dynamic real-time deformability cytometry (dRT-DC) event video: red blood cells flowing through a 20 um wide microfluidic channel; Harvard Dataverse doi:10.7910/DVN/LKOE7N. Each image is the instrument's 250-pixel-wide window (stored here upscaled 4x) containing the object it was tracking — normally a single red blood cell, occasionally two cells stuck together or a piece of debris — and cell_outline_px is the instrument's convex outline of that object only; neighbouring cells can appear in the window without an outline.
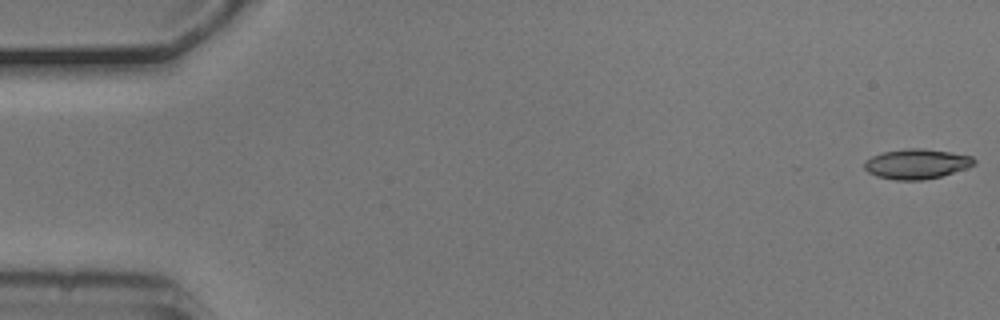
{"species": "common noctule bat (a hibernating species)", "species_latin": "Nyctalus noctula", "temperature_condition": "cold", "stored_images_in_passage": 54, "camera_frame_rate_fps": 3000, "um_per_image_px": 0.085, "animal": {"sex": "male", "body_mass_g": 20.5, "forearm_length_mm": 52.5}, "frame": {"image": 1, "passage_image": 1, "time_ms": 0.0, "image_size_px": [1000, 320], "cell_outline_px": [[976, 164], [940, 176], [924, 180], [896, 180], [876, 176], [868, 172], [864, 168], [864, 160], [872, 156], [884, 152], [908, 148], [924, 148], [952, 152], [972, 156], [976, 160]], "centroid_in_image_um": [77.9, 13.92], "position_along_channel_um": 7.1, "area_um2": 19.13}}
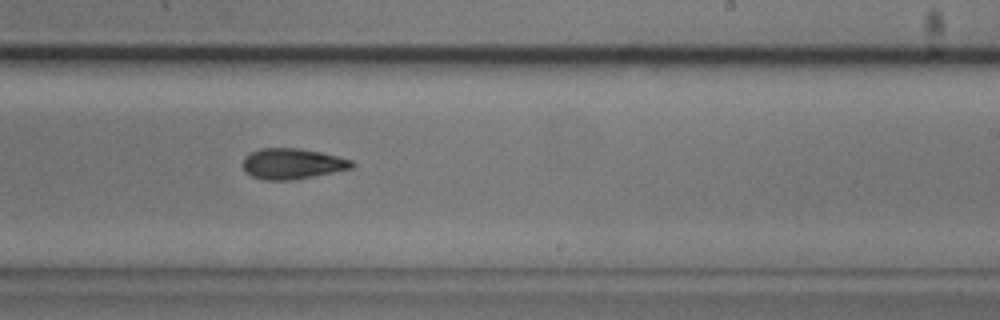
{"frame": {"image": 2, "passage_image": 33, "time_ms": 10.667, "image_size_px": [1000, 320], "cell_outline_px": [[356, 164], [352, 168], [292, 180], [264, 180], [252, 176], [244, 168], [244, 156], [248, 152], [260, 148], [300, 148], [320, 152], [352, 160]], "centroid_in_image_um": [24.83, 13.9], "position_along_channel_um": 264.2, "area_um2": 19.36}}
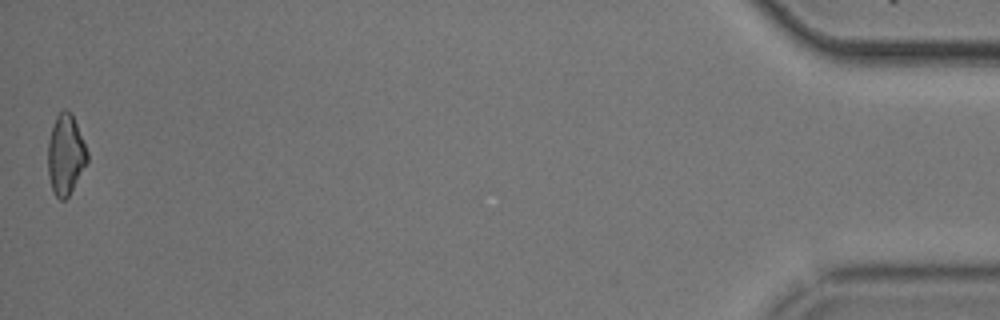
{"frame": {"image": 3, "passage_image": 54, "time_ms": 17.667, "image_size_px": [1000, 320], "cell_outline_px": [[88, 160], [68, 196], [64, 200], [60, 200], [52, 192], [48, 176], [48, 140], [56, 116], [64, 108], [72, 112], [88, 152]], "centroid_in_image_um": [5.56, 13.13], "position_along_channel_um": 429.6, "area_um2": 18.38}, "authors_computed_cell_mechanics": {"area_um2": 19.2185, "velocity_mm_per_s": 3.7277, "shape_relaxation_time_tau1_ms": 4.6697, "shape_relaxation_time_tau2_ms": 3.3648, "deformation_change_tau1": 0.1696, "deformation_change_tau2": 0.1077}}